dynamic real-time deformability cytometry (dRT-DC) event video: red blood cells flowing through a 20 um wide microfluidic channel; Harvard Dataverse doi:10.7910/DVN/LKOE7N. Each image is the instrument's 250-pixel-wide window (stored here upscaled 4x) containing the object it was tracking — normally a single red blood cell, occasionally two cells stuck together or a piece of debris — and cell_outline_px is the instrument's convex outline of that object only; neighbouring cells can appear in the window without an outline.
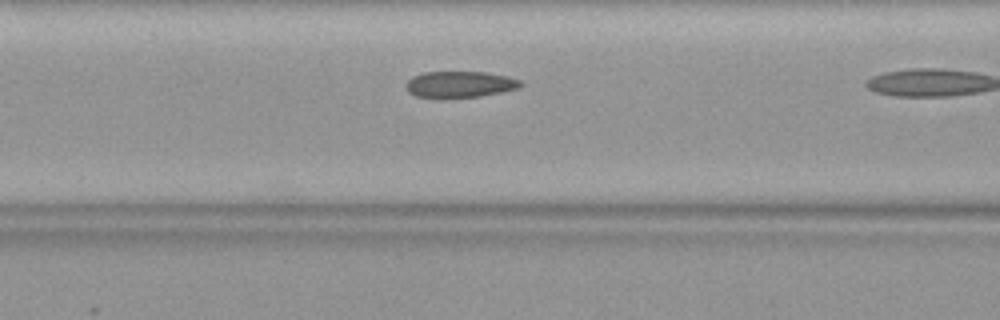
{"species": "common noctule bat (a hibernating species)", "species_latin": "Nyctalus noctula", "temperature_condition": "warm", "stored_images_in_passage": 15, "camera_frame_rate_fps": 3000, "um_per_image_px": 0.085, "animal": {"sex": "female", "body_mass_g": 19.9}, "frame": {"image": 1, "passage_image": 9, "time_ms": 2.667, "image_size_px": [1000, 320], "cell_outline_px": [[524, 84], [520, 88], [480, 96], [448, 100], [436, 100], [416, 96], [408, 92], [404, 84], [412, 76], [424, 72], [484, 72], [508, 76], [520, 80]], "centroid_in_image_um": [39.03, 7.21], "position_along_channel_um": 127.6, "area_um2": 18.32}}